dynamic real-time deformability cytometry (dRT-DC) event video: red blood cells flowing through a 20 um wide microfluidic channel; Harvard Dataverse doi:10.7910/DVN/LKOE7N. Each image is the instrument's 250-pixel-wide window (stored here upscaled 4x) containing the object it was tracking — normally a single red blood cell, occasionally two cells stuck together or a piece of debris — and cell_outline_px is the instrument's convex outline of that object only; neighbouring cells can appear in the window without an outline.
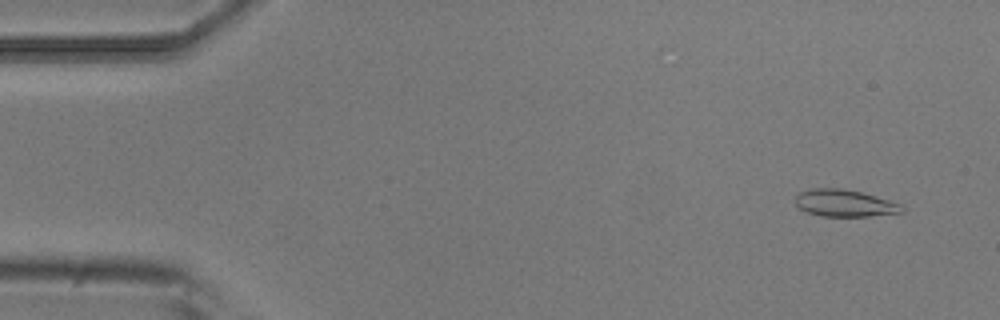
{"species": "common noctule bat (a hibernating species)", "species_latin": "Nyctalus noctula", "temperature_condition": "room temperature", "stored_images_in_passage": 8, "camera_frame_rate_fps": 3000, "um_per_image_px": 0.085, "animal": {"sex": "male", "body_mass_g": 20.5, "forearm_length_mm": 52.5}, "frame": {"image": 1, "passage_image": 2, "time_ms": 0.333, "image_size_px": [1000, 320], "cell_outline_px": [[904, 212], [868, 216], [820, 216], [808, 212], [800, 208], [796, 204], [796, 196], [800, 192], [808, 188], [840, 188], [860, 192], [888, 200], [900, 204], [904, 208]], "centroid_in_image_um": [71.77, 17.26], "position_along_channel_um": 13.2, "area_um2": 16.59}}
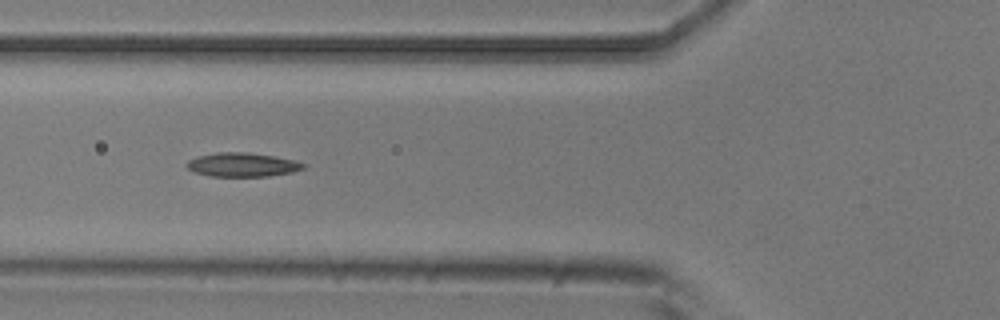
{"frame": {"image": 2, "passage_image": 6, "time_ms": 1.667, "image_size_px": [1000, 320], "cell_outline_px": [[304, 168], [292, 172], [268, 176], [208, 176], [192, 172], [188, 168], [188, 160], [196, 156], [216, 152], [248, 152], [296, 160], [304, 164]], "centroid_in_image_um": [20.56, 14.0], "position_along_channel_um": 105.2, "area_um2": 16.24}}
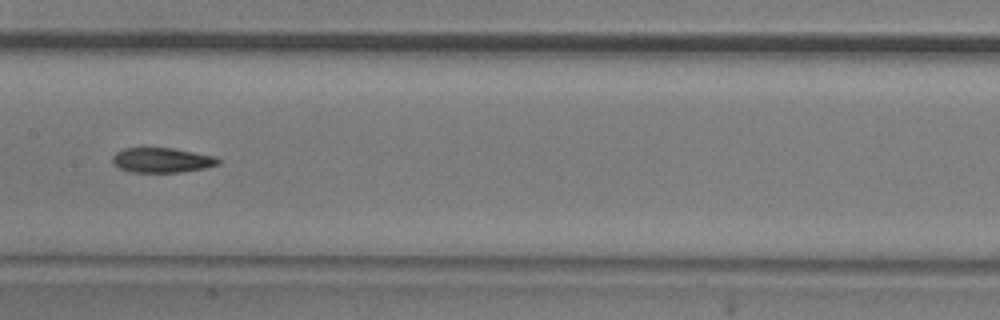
{"frame": {"image": 3, "passage_image": 8, "time_ms": 2.333, "image_size_px": [1000, 320], "cell_outline_px": [[220, 164], [204, 168], [180, 172], [132, 172], [120, 168], [112, 164], [112, 156], [116, 152], [124, 148], [172, 148], [216, 156], [220, 160]], "centroid_in_image_um": [13.76, 13.61], "position_along_channel_um": 193.6, "area_um2": 15.32}}